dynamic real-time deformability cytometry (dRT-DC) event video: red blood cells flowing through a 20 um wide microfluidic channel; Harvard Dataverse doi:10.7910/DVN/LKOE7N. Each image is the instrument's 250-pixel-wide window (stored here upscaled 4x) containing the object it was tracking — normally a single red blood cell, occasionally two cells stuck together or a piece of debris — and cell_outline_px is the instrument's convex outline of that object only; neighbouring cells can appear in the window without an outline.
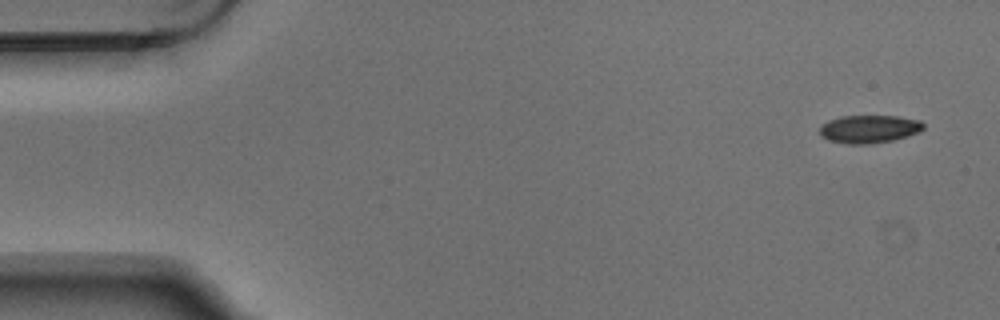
{"species": "Egyptian fruit bat (a non-hibernating species)", "species_latin": "Rousettus aegyptiacus", "temperature_condition": "warm", "stored_images_in_passage": 4, "camera_frame_rate_fps": 3000, "um_per_image_px": 0.085, "animal": {"sex": "male"}, "frame": {"image": 1, "passage_image": 1, "time_ms": 0.0, "image_size_px": [1000, 320], "cell_outline_px": [[924, 128], [920, 132], [908, 136], [892, 140], [868, 144], [848, 144], [828, 140], [820, 136], [820, 124], [828, 120], [840, 116], [900, 116], [920, 120], [924, 124]], "centroid_in_image_um": [73.87, 10.96], "position_along_channel_um": 11.1, "area_um2": 17.11}}
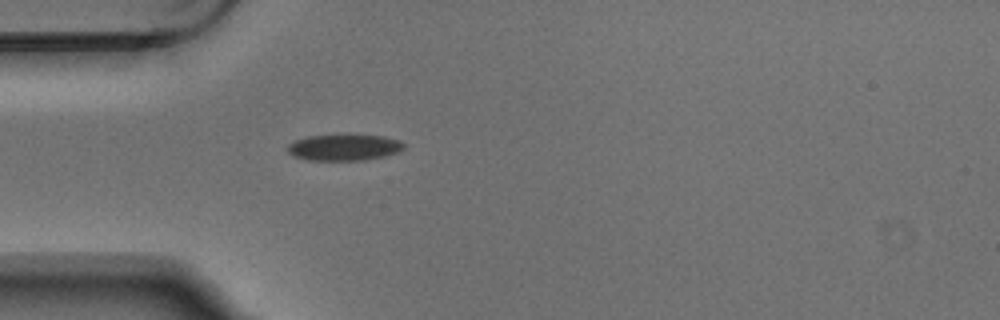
{"frame": {"image": 2, "passage_image": 4, "time_ms": 1.0, "image_size_px": [1000, 320], "cell_outline_px": [[404, 148], [400, 152], [384, 156], [364, 160], [304, 160], [292, 156], [288, 152], [288, 144], [296, 140], [308, 136], [384, 136], [400, 140], [404, 144]], "centroid_in_image_um": [29.25, 12.55], "position_along_channel_um": 55.8, "area_um2": 17.57}}